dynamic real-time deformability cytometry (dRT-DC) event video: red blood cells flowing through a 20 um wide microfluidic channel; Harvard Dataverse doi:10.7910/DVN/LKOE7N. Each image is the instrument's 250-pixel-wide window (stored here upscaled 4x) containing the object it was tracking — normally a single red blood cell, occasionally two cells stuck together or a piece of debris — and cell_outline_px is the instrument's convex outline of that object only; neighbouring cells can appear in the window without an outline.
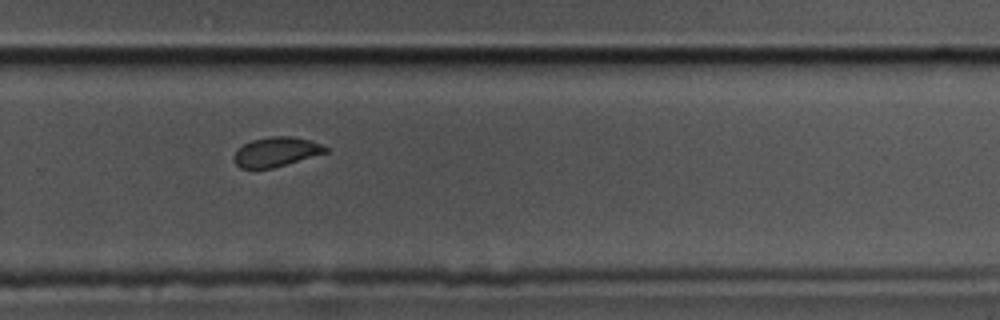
{"species": "common noctule bat (a hibernating species)", "species_latin": "Nyctalus noctula", "temperature_condition": "cold", "stored_images_in_passage": 15, "camera_frame_rate_fps": 3000, "um_per_image_px": 0.085, "animal": {"sex": "male", "body_mass_g": 17.5, "forearm_length_mm": 52.3}, "frame": {"image": 1, "passage_image": 11, "time_ms": 3.333, "image_size_px": [1000, 320], "cell_outline_px": [[328, 152], [272, 168], [240, 168], [236, 164], [232, 156], [236, 148], [252, 140], [272, 136], [292, 136], [308, 140], [320, 144], [328, 148]], "centroid_in_image_um": [23.43, 12.9], "position_along_channel_um": 306.4, "area_um2": 15.66}}
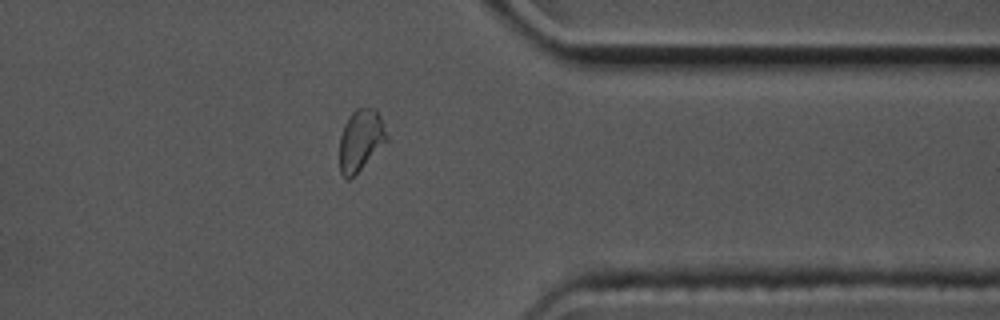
{"frame": {"image": 2, "passage_image": 13, "time_ms": 4.0, "image_size_px": [1000, 320], "cell_outline_px": [[388, 140], [348, 180], [344, 180], [340, 172], [340, 136], [344, 124], [348, 116], [356, 108], [376, 108], [380, 116], [388, 136]], "centroid_in_image_um": [30.64, 11.88], "position_along_channel_um": 380.8, "area_um2": 16.7}}